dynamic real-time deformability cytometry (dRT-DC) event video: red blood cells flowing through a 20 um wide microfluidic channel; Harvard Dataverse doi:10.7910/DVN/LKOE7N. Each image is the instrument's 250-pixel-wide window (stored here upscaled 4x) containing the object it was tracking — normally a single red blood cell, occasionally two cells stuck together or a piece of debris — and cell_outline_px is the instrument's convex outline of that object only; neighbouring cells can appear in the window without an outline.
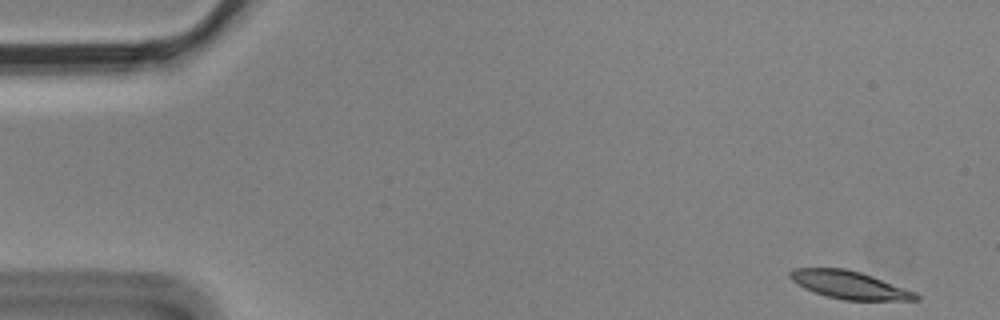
{"species": "Egyptian fruit bat (a non-hibernating species)", "species_latin": "Rousettus aegyptiacus", "temperature_condition": "cold", "stored_images_in_passage": 4, "camera_frame_rate_fps": 3000, "um_per_image_px": 0.085, "animal": {"sex": "male"}, "frame": {"image": 1, "passage_image": 1, "time_ms": 0.0, "image_size_px": [1000, 320], "cell_outline_px": [[920, 300], [844, 300], [828, 296], [804, 288], [792, 280], [788, 276], [788, 272], [792, 268], [844, 268], [860, 272], [872, 276], [916, 292], [920, 296]], "centroid_in_image_um": [72.2, 24.21], "position_along_channel_um": 12.8, "area_um2": 20.23}}
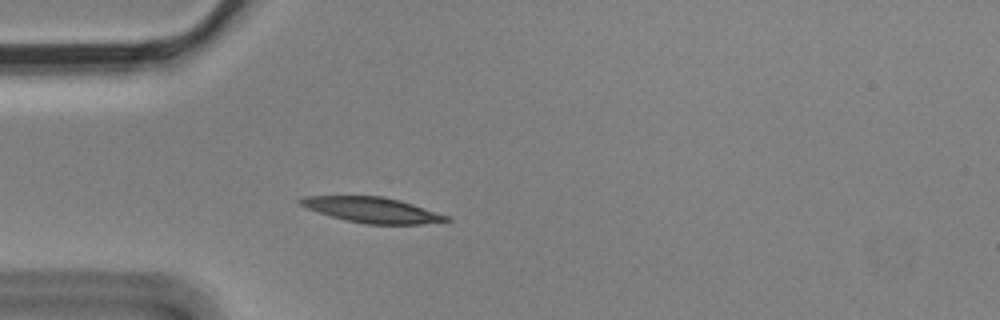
{"frame": {"image": 2, "passage_image": 4, "time_ms": 1.0, "image_size_px": [1000, 320], "cell_outline_px": [[452, 220], [420, 224], [364, 224], [332, 216], [308, 208], [300, 204], [296, 200], [304, 196], [380, 196], [400, 200], [452, 216]], "centroid_in_image_um": [31.7, 17.84], "position_along_channel_um": 53.3, "area_um2": 21.5}}